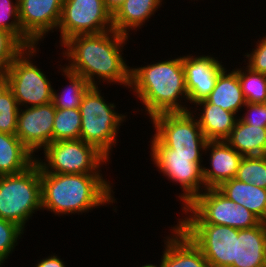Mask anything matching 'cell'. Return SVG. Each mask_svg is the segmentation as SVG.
Masks as SVG:
<instances>
[{"label":"cell","instance_id":"6da1fadb","mask_svg":"<svg viewBox=\"0 0 266 267\" xmlns=\"http://www.w3.org/2000/svg\"><path fill=\"white\" fill-rule=\"evenodd\" d=\"M129 37L114 29L73 36L59 48L63 50L61 61L66 59L68 64L66 62L63 66L82 76L91 86H102L105 82L108 86L112 84L129 89L131 67L123 56Z\"/></svg>","mask_w":266,"mask_h":267},{"label":"cell","instance_id":"7a4b0ae2","mask_svg":"<svg viewBox=\"0 0 266 267\" xmlns=\"http://www.w3.org/2000/svg\"><path fill=\"white\" fill-rule=\"evenodd\" d=\"M40 179L42 210L54 216L82 215L118 203L115 184L103 174L40 173Z\"/></svg>","mask_w":266,"mask_h":267},{"label":"cell","instance_id":"3957f363","mask_svg":"<svg viewBox=\"0 0 266 267\" xmlns=\"http://www.w3.org/2000/svg\"><path fill=\"white\" fill-rule=\"evenodd\" d=\"M171 58L131 66L129 91L140 100L149 119L162 113L189 111L182 55Z\"/></svg>","mask_w":266,"mask_h":267},{"label":"cell","instance_id":"277c9868","mask_svg":"<svg viewBox=\"0 0 266 267\" xmlns=\"http://www.w3.org/2000/svg\"><path fill=\"white\" fill-rule=\"evenodd\" d=\"M100 86H91L80 104V139L93 145L109 160L117 146L120 128L128 115L121 114L114 102H108ZM112 152V153H111Z\"/></svg>","mask_w":266,"mask_h":267},{"label":"cell","instance_id":"5b68a950","mask_svg":"<svg viewBox=\"0 0 266 267\" xmlns=\"http://www.w3.org/2000/svg\"><path fill=\"white\" fill-rule=\"evenodd\" d=\"M42 211L40 166L35 161L26 170L0 176V218L24 231L33 214Z\"/></svg>","mask_w":266,"mask_h":267},{"label":"cell","instance_id":"8992f818","mask_svg":"<svg viewBox=\"0 0 266 267\" xmlns=\"http://www.w3.org/2000/svg\"><path fill=\"white\" fill-rule=\"evenodd\" d=\"M181 213L177 224H216L249 229L261 222L246 207L231 201L218 188L205 189Z\"/></svg>","mask_w":266,"mask_h":267},{"label":"cell","instance_id":"52a82bcc","mask_svg":"<svg viewBox=\"0 0 266 267\" xmlns=\"http://www.w3.org/2000/svg\"><path fill=\"white\" fill-rule=\"evenodd\" d=\"M42 153L35 157L40 173L103 174L101 168L110 164L103 153L81 139L51 142Z\"/></svg>","mask_w":266,"mask_h":267},{"label":"cell","instance_id":"ba28073f","mask_svg":"<svg viewBox=\"0 0 266 267\" xmlns=\"http://www.w3.org/2000/svg\"><path fill=\"white\" fill-rule=\"evenodd\" d=\"M152 164L170 183L179 184L182 191L176 194L181 210L205 190L202 156L172 155V149L162 146L153 136L149 141ZM183 192V193H182Z\"/></svg>","mask_w":266,"mask_h":267},{"label":"cell","instance_id":"9c48e42d","mask_svg":"<svg viewBox=\"0 0 266 267\" xmlns=\"http://www.w3.org/2000/svg\"><path fill=\"white\" fill-rule=\"evenodd\" d=\"M39 47L40 44L39 46L25 47L5 70L9 88L12 90L19 108L34 107L52 102V82L35 61L39 55Z\"/></svg>","mask_w":266,"mask_h":267},{"label":"cell","instance_id":"30bf717a","mask_svg":"<svg viewBox=\"0 0 266 267\" xmlns=\"http://www.w3.org/2000/svg\"><path fill=\"white\" fill-rule=\"evenodd\" d=\"M152 135L162 146L172 149V155L204 156L206 137L191 111L162 113L149 120Z\"/></svg>","mask_w":266,"mask_h":267},{"label":"cell","instance_id":"8fae6325","mask_svg":"<svg viewBox=\"0 0 266 267\" xmlns=\"http://www.w3.org/2000/svg\"><path fill=\"white\" fill-rule=\"evenodd\" d=\"M113 29V16L103 0H63L58 25L59 47L69 38Z\"/></svg>","mask_w":266,"mask_h":267},{"label":"cell","instance_id":"7c38bea8","mask_svg":"<svg viewBox=\"0 0 266 267\" xmlns=\"http://www.w3.org/2000/svg\"><path fill=\"white\" fill-rule=\"evenodd\" d=\"M200 248L210 267H231L239 229L216 224H177Z\"/></svg>","mask_w":266,"mask_h":267},{"label":"cell","instance_id":"4fadbf2b","mask_svg":"<svg viewBox=\"0 0 266 267\" xmlns=\"http://www.w3.org/2000/svg\"><path fill=\"white\" fill-rule=\"evenodd\" d=\"M56 108L53 103L19 108L16 136L36 156L53 142Z\"/></svg>","mask_w":266,"mask_h":267},{"label":"cell","instance_id":"5bb4252c","mask_svg":"<svg viewBox=\"0 0 266 267\" xmlns=\"http://www.w3.org/2000/svg\"><path fill=\"white\" fill-rule=\"evenodd\" d=\"M182 55L186 88L188 91L189 111L192 105L205 100L215 87L220 72L226 65L213 54ZM191 105V106H190Z\"/></svg>","mask_w":266,"mask_h":267},{"label":"cell","instance_id":"9a60e30c","mask_svg":"<svg viewBox=\"0 0 266 267\" xmlns=\"http://www.w3.org/2000/svg\"><path fill=\"white\" fill-rule=\"evenodd\" d=\"M62 6L63 0H18L19 21L23 32L36 45H41L50 32L57 31Z\"/></svg>","mask_w":266,"mask_h":267},{"label":"cell","instance_id":"2e32d148","mask_svg":"<svg viewBox=\"0 0 266 267\" xmlns=\"http://www.w3.org/2000/svg\"><path fill=\"white\" fill-rule=\"evenodd\" d=\"M207 157L203 165L205 189L218 188L223 182L236 177L243 155L239 154L225 140L207 141L204 156Z\"/></svg>","mask_w":266,"mask_h":267},{"label":"cell","instance_id":"e0dca14e","mask_svg":"<svg viewBox=\"0 0 266 267\" xmlns=\"http://www.w3.org/2000/svg\"><path fill=\"white\" fill-rule=\"evenodd\" d=\"M166 235L160 267H210L200 248L176 224Z\"/></svg>","mask_w":266,"mask_h":267},{"label":"cell","instance_id":"ac0fdd59","mask_svg":"<svg viewBox=\"0 0 266 267\" xmlns=\"http://www.w3.org/2000/svg\"><path fill=\"white\" fill-rule=\"evenodd\" d=\"M231 267H266V223L239 229L236 259Z\"/></svg>","mask_w":266,"mask_h":267},{"label":"cell","instance_id":"d6986e66","mask_svg":"<svg viewBox=\"0 0 266 267\" xmlns=\"http://www.w3.org/2000/svg\"><path fill=\"white\" fill-rule=\"evenodd\" d=\"M190 111L196 117L203 135L208 141L225 140L238 119L235 113L211 103H197L190 108Z\"/></svg>","mask_w":266,"mask_h":267},{"label":"cell","instance_id":"ffe728a7","mask_svg":"<svg viewBox=\"0 0 266 267\" xmlns=\"http://www.w3.org/2000/svg\"><path fill=\"white\" fill-rule=\"evenodd\" d=\"M165 0H125L113 15V29L130 36L131 32L143 28ZM136 30V31H135Z\"/></svg>","mask_w":266,"mask_h":267},{"label":"cell","instance_id":"44dd1931","mask_svg":"<svg viewBox=\"0 0 266 267\" xmlns=\"http://www.w3.org/2000/svg\"><path fill=\"white\" fill-rule=\"evenodd\" d=\"M198 103H211L220 106L224 110L235 113L238 117L246 100L241 90L237 68L227 69L220 72L215 87L209 96Z\"/></svg>","mask_w":266,"mask_h":267},{"label":"cell","instance_id":"7402d4cb","mask_svg":"<svg viewBox=\"0 0 266 267\" xmlns=\"http://www.w3.org/2000/svg\"><path fill=\"white\" fill-rule=\"evenodd\" d=\"M218 189L231 201L246 207L261 222L266 223V189L236 178L223 182Z\"/></svg>","mask_w":266,"mask_h":267},{"label":"cell","instance_id":"603a6c76","mask_svg":"<svg viewBox=\"0 0 266 267\" xmlns=\"http://www.w3.org/2000/svg\"><path fill=\"white\" fill-rule=\"evenodd\" d=\"M35 157L16 135L0 132V176L26 170Z\"/></svg>","mask_w":266,"mask_h":267},{"label":"cell","instance_id":"cb8c5ba5","mask_svg":"<svg viewBox=\"0 0 266 267\" xmlns=\"http://www.w3.org/2000/svg\"><path fill=\"white\" fill-rule=\"evenodd\" d=\"M225 141L243 156L266 155V127L248 125L239 117Z\"/></svg>","mask_w":266,"mask_h":267},{"label":"cell","instance_id":"d4e9b609","mask_svg":"<svg viewBox=\"0 0 266 267\" xmlns=\"http://www.w3.org/2000/svg\"><path fill=\"white\" fill-rule=\"evenodd\" d=\"M58 66H60L57 68L59 69L58 72H62V76L68 80V83L61 88V92L53 88L52 103L56 109L79 108L83 96L91 85L79 74L69 71L61 64H58Z\"/></svg>","mask_w":266,"mask_h":267},{"label":"cell","instance_id":"484cf974","mask_svg":"<svg viewBox=\"0 0 266 267\" xmlns=\"http://www.w3.org/2000/svg\"><path fill=\"white\" fill-rule=\"evenodd\" d=\"M237 74L246 103H266V74L247 65L239 66Z\"/></svg>","mask_w":266,"mask_h":267},{"label":"cell","instance_id":"4316f807","mask_svg":"<svg viewBox=\"0 0 266 267\" xmlns=\"http://www.w3.org/2000/svg\"><path fill=\"white\" fill-rule=\"evenodd\" d=\"M81 113L79 108L56 109L53 142L80 139Z\"/></svg>","mask_w":266,"mask_h":267},{"label":"cell","instance_id":"83f0119b","mask_svg":"<svg viewBox=\"0 0 266 267\" xmlns=\"http://www.w3.org/2000/svg\"><path fill=\"white\" fill-rule=\"evenodd\" d=\"M0 30L12 33L25 47L36 45L22 30L18 0H0Z\"/></svg>","mask_w":266,"mask_h":267},{"label":"cell","instance_id":"f1b7e54d","mask_svg":"<svg viewBox=\"0 0 266 267\" xmlns=\"http://www.w3.org/2000/svg\"><path fill=\"white\" fill-rule=\"evenodd\" d=\"M235 178L266 189V155L243 156Z\"/></svg>","mask_w":266,"mask_h":267},{"label":"cell","instance_id":"f546056e","mask_svg":"<svg viewBox=\"0 0 266 267\" xmlns=\"http://www.w3.org/2000/svg\"><path fill=\"white\" fill-rule=\"evenodd\" d=\"M26 233L14 222L0 218V264L8 263L9 257L14 253L15 247L21 242L22 235Z\"/></svg>","mask_w":266,"mask_h":267},{"label":"cell","instance_id":"4dcf8cb0","mask_svg":"<svg viewBox=\"0 0 266 267\" xmlns=\"http://www.w3.org/2000/svg\"><path fill=\"white\" fill-rule=\"evenodd\" d=\"M19 105L8 87L0 95V132L16 135Z\"/></svg>","mask_w":266,"mask_h":267},{"label":"cell","instance_id":"1f68e13d","mask_svg":"<svg viewBox=\"0 0 266 267\" xmlns=\"http://www.w3.org/2000/svg\"><path fill=\"white\" fill-rule=\"evenodd\" d=\"M24 48L12 33L0 30V71H5Z\"/></svg>","mask_w":266,"mask_h":267},{"label":"cell","instance_id":"d6a6232c","mask_svg":"<svg viewBox=\"0 0 266 267\" xmlns=\"http://www.w3.org/2000/svg\"><path fill=\"white\" fill-rule=\"evenodd\" d=\"M262 35L257 41H254L255 48L249 52L247 50V53L243 54L245 57L243 62L253 71L266 74V34L262 33Z\"/></svg>","mask_w":266,"mask_h":267},{"label":"cell","instance_id":"836d02e7","mask_svg":"<svg viewBox=\"0 0 266 267\" xmlns=\"http://www.w3.org/2000/svg\"><path fill=\"white\" fill-rule=\"evenodd\" d=\"M245 108V109H244ZM239 118L248 125L266 127V103H246Z\"/></svg>","mask_w":266,"mask_h":267},{"label":"cell","instance_id":"e575fe53","mask_svg":"<svg viewBox=\"0 0 266 267\" xmlns=\"http://www.w3.org/2000/svg\"><path fill=\"white\" fill-rule=\"evenodd\" d=\"M66 262H64L60 256H58L57 254L53 253L43 257L42 259H37V262L35 263V265L33 267H66L67 265L65 264Z\"/></svg>","mask_w":266,"mask_h":267},{"label":"cell","instance_id":"d590c367","mask_svg":"<svg viewBox=\"0 0 266 267\" xmlns=\"http://www.w3.org/2000/svg\"><path fill=\"white\" fill-rule=\"evenodd\" d=\"M106 9L112 14V16L117 12V10L123 5L125 0H103Z\"/></svg>","mask_w":266,"mask_h":267},{"label":"cell","instance_id":"8d00e7d4","mask_svg":"<svg viewBox=\"0 0 266 267\" xmlns=\"http://www.w3.org/2000/svg\"><path fill=\"white\" fill-rule=\"evenodd\" d=\"M9 87V82L5 71H0V95Z\"/></svg>","mask_w":266,"mask_h":267},{"label":"cell","instance_id":"74e56055","mask_svg":"<svg viewBox=\"0 0 266 267\" xmlns=\"http://www.w3.org/2000/svg\"><path fill=\"white\" fill-rule=\"evenodd\" d=\"M159 263V265H157V262H156V264L154 263V264H152L151 262L150 263H146V264H144V265H142V266H140V267H160V260L158 261Z\"/></svg>","mask_w":266,"mask_h":267}]
</instances>
